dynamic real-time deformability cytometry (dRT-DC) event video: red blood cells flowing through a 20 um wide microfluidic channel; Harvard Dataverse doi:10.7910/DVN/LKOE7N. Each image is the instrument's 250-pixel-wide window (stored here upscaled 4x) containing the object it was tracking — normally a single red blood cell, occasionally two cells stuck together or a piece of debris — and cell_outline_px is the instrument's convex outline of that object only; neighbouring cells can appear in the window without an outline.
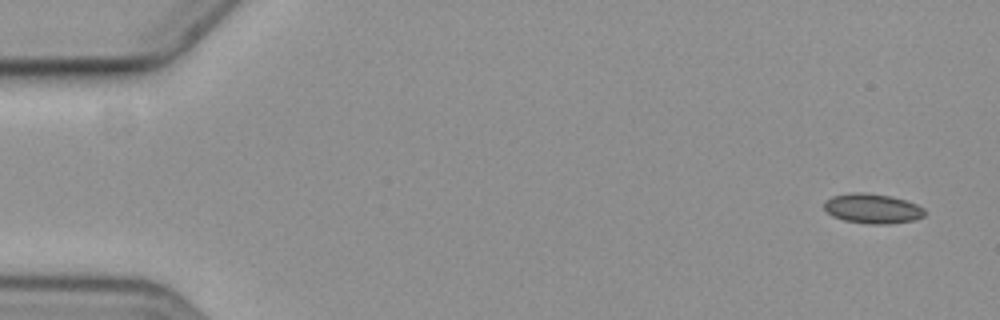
{"species": "common noctule bat (a hibernating species)", "species_latin": "Nyctalus noctula", "temperature_condition": "cold", "stored_images_in_passage": 6, "camera_frame_rate_fps": 3000, "um_per_image_px": 0.085, "animal": {"sex": "female", "body_mass_g": 19.3, "forearm_length_mm": 54.1}, "frame": {"image": 1, "passage_image": 1, "time_ms": 0.0, "image_size_px": [1000, 320], "cell_outline_px": [[924, 216], [916, 220], [888, 224], [868, 224], [844, 220], [832, 216], [824, 208], [824, 200], [832, 196], [852, 192], [864, 192], [888, 196], [904, 200], [916, 204], [924, 208]], "centroid_in_image_um": [74.14, 17.73], "position_along_channel_um": 10.9, "area_um2": 17.46}}
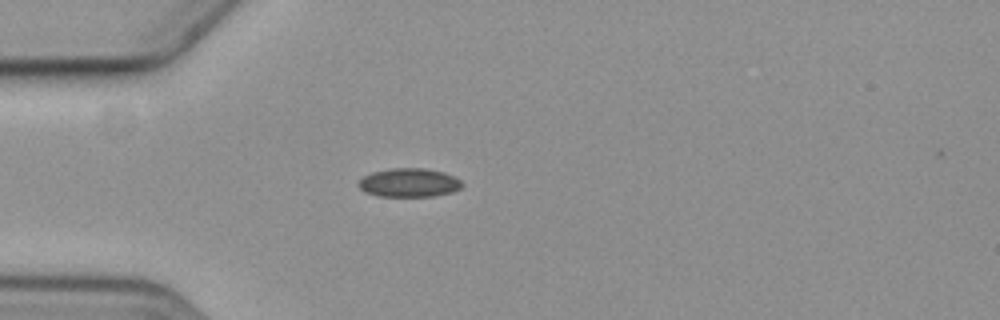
{"frame": {"image": 2, "passage_image": 5, "time_ms": 4.667, "image_size_px": [1000, 320], "cell_outline_px": [[464, 184], [460, 188], [452, 192], [432, 196], [376, 196], [364, 192], [356, 184], [364, 176], [372, 172], [392, 168], [424, 168], [444, 172], [460, 180]], "centroid_in_image_um": [34.75, 15.53], "position_along_channel_um": 50.3, "area_um2": 17.34}}